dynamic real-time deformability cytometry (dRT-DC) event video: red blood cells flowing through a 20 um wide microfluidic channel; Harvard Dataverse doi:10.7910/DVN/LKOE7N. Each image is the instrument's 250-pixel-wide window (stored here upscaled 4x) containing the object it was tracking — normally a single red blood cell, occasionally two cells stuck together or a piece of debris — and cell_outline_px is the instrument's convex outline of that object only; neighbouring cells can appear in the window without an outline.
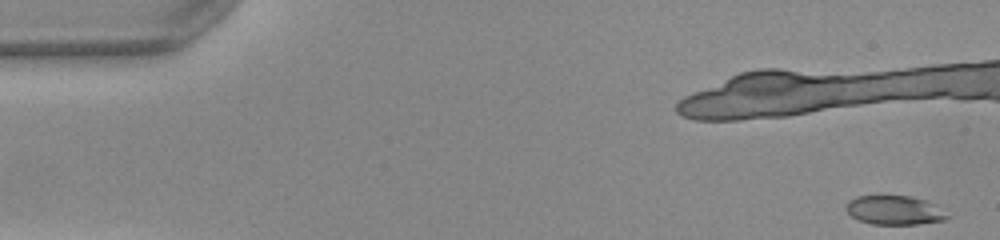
{"species": "common noctule bat (a hibernating species)", "species_latin": "Nyctalus noctula", "temperature_condition": "warm", "stored_images_in_passage": 43, "camera_frame_rate_fps": 3000, "um_per_image_px": 0.085, "animal": {"sex": "female", "body_mass_g": 22.0, "forearm_length_mm": 56.7}, "frame": {"image": 1, "passage_image": 1, "time_ms": 0.0, "image_size_px": [1000, 240], "cell_outline_px": [[952, 216], [944, 220], [916, 224], [872, 224], [860, 220], [852, 216], [844, 208], [848, 200], [856, 196], [912, 196], [928, 200], [936, 204]], "centroid_in_image_um": [76.07, 17.85], "position_along_channel_um": 8.9, "area_um2": 17.34}, "authors_computed_cell_mechanics": {"area_um2": 18.6116, "velocity_mm_per_s": 4.0316, "shape_relaxation_time_tau1_ms": null, "shape_relaxation_time_tau2_ms": 1.6849, "deformation_change_tau1": null, "deformation_change_tau2": 0.07}}